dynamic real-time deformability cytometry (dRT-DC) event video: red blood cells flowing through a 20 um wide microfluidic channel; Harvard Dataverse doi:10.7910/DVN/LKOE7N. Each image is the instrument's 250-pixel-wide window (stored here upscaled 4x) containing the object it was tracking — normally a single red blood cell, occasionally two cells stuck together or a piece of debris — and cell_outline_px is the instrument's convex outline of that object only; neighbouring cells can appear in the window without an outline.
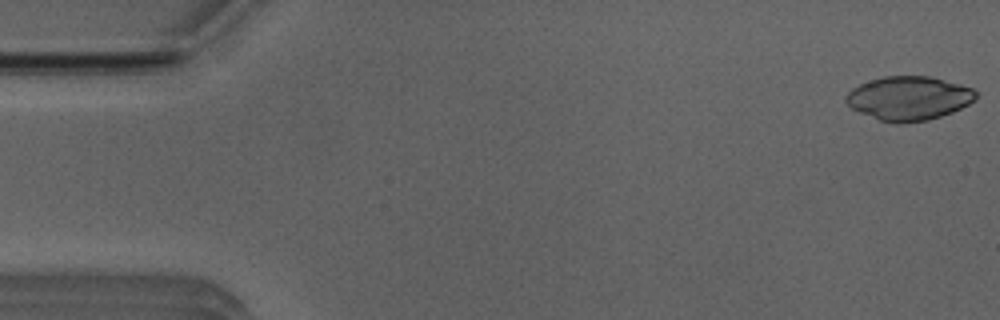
{"species": "Egyptian fruit bat (a non-hibernating species)", "species_latin": "Rousettus aegyptiacus", "temperature_condition": "room temperature", "stored_images_in_passage": 8, "camera_frame_rate_fps": 3000, "um_per_image_px": 0.085, "animal": {"sex": "male"}, "frame": {"image": 1, "passage_image": 1, "time_ms": 0.0, "image_size_px": [1000, 320], "cell_outline_px": [[976, 100], [952, 112], [928, 120], [904, 124], [896, 124], [880, 120], [860, 112], [852, 108], [844, 100], [844, 96], [852, 88], [860, 84], [884, 76], [928, 76], [960, 84], [972, 88], [976, 92]], "centroid_in_image_um": [77.24, 8.36], "position_along_channel_um": 7.8, "area_um2": 33.18}}